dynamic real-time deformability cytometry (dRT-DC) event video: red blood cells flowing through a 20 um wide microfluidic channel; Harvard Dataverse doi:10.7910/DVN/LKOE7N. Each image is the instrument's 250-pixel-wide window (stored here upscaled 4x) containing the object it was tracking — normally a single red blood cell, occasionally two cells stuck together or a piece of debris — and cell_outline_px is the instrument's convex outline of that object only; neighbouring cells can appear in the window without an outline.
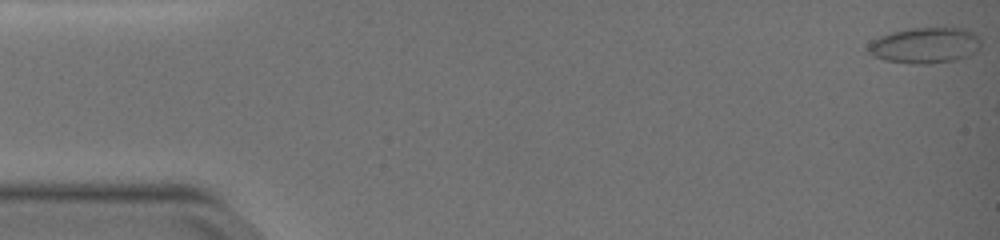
{"species": "common noctule bat (a hibernating species)", "species_latin": "Nyctalus noctula", "temperature_condition": "warm", "stored_images_in_passage": 3, "camera_frame_rate_fps": 3000, "um_per_image_px": 0.085, "animal": {"sex": "female", "body_mass_g": 19.0, "forearm_length_mm": 51.5}, "frame": {"image": 1, "passage_image": 1, "time_ms": 0.0, "image_size_px": [1000, 240], "cell_outline_px": [[980, 48], [976, 52], [968, 56], [956, 60], [928, 64], [912, 64], [884, 60], [872, 56], [868, 52], [868, 44], [872, 40], [880, 36], [892, 32], [912, 28], [964, 28], [980, 36]], "centroid_in_image_um": [78.64, 3.86], "position_along_channel_um": 6.4, "area_um2": 23.76}}